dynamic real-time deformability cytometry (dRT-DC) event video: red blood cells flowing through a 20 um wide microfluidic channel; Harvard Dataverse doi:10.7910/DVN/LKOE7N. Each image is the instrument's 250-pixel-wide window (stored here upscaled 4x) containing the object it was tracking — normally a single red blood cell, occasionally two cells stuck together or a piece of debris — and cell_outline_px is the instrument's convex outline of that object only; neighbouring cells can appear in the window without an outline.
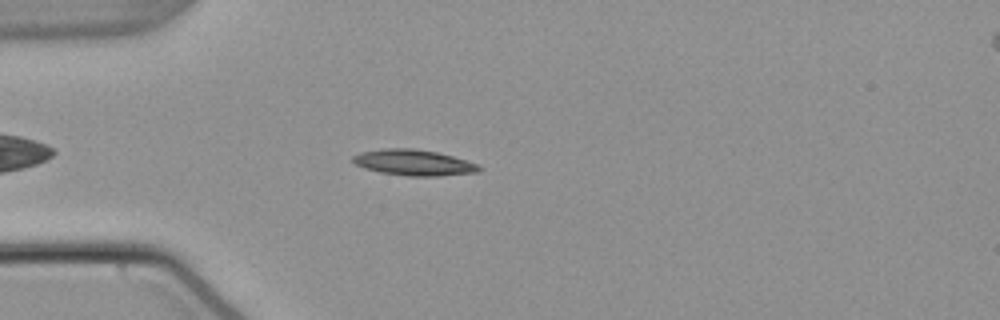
{"species": "common noctule bat (a hibernating species)", "species_latin": "Nyctalus noctula", "temperature_condition": "warm", "stored_images_in_passage": 45, "camera_frame_rate_fps": 3000, "um_per_image_px": 0.085, "animal": {"sex": "male", "body_mass_g": 21.5, "forearm_length_mm": 52.0}, "frame": {"image": 1, "passage_image": 6, "time_ms": 1.667, "image_size_px": [1000, 320], "cell_outline_px": [[484, 168], [480, 172], [440, 176], [408, 176], [380, 172], [364, 168], [356, 164], [352, 160], [352, 156], [360, 152], [384, 148], [412, 148], [436, 152], [452, 156], [480, 164]], "centroid_in_image_um": [35.21, 13.82], "position_along_channel_um": 49.8, "area_um2": 19.19}}
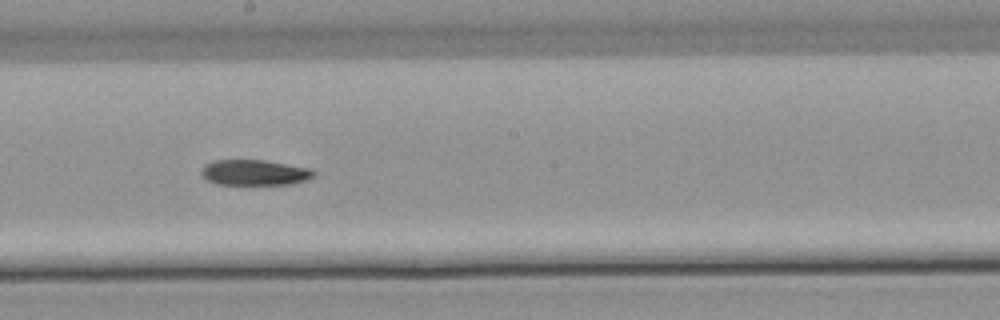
{"frame": {"image": 2, "passage_image": 21, "time_ms": 6.667, "image_size_px": [1000, 320], "cell_outline_px": [[316, 172], [312, 176], [304, 180], [292, 184], [216, 184], [208, 180], [200, 172], [200, 168], [204, 164], [212, 160], [264, 160], [308, 168]], "centroid_in_image_um": [21.57, 14.66], "position_along_channel_um": 226.6, "area_um2": 16.59}}
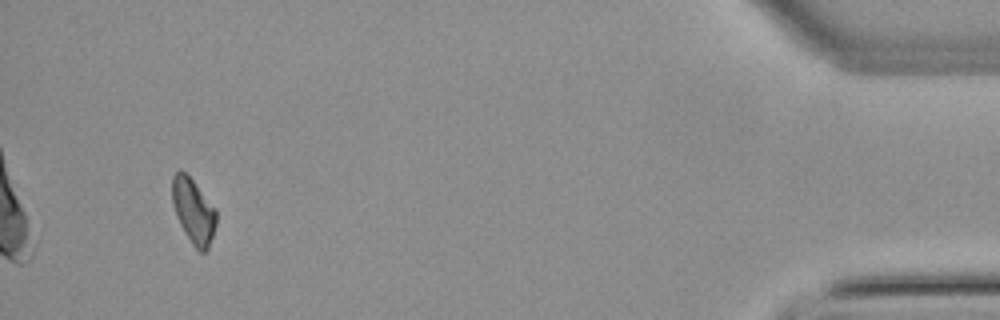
{"frame": {"image": 3, "passage_image": 42, "time_ms": 13.667, "image_size_px": [1000, 320], "cell_outline_px": [[216, 224], [208, 248], [204, 252], [200, 252], [192, 244], [180, 224], [172, 204], [172, 176], [176, 172], [184, 172], [192, 180], [216, 208]], "centroid_in_image_um": [16.44, 17.94], "position_along_channel_um": 418.8, "area_um2": 16.36}}